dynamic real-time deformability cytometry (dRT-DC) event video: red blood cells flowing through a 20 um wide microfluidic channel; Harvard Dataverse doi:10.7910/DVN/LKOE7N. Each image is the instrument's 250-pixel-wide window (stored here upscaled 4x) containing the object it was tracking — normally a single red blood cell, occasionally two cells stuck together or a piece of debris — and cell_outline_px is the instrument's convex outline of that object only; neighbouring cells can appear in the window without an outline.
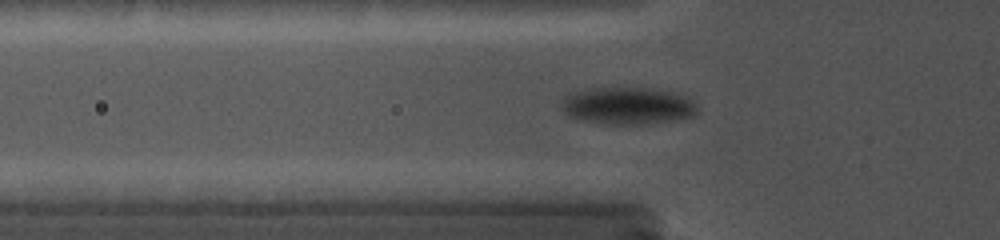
{"species": "common noctule bat (a hibernating species)", "species_latin": "Nyctalus noctula", "temperature_condition": "cold", "stored_images_in_passage": 27, "camera_frame_rate_fps": 5000, "um_per_image_px": 0.085, "animal": {"sex": "female", "body_mass_g": 19.0, "forearm_length_mm": 56.7}, "frame": {"image": 1, "passage_image": 6, "time_ms": 2.0, "image_size_px": [1000, 240], "cell_outline_px": [[700, 112], [696, 116], [672, 120], [640, 124], [604, 124], [584, 120], [568, 116], [564, 112], [564, 96], [588, 88], [648, 88], [676, 92], [688, 96], [696, 104]], "centroid_in_image_um": [53.44, 8.99], "position_along_channel_um": 72.4, "area_um2": 29.42}}
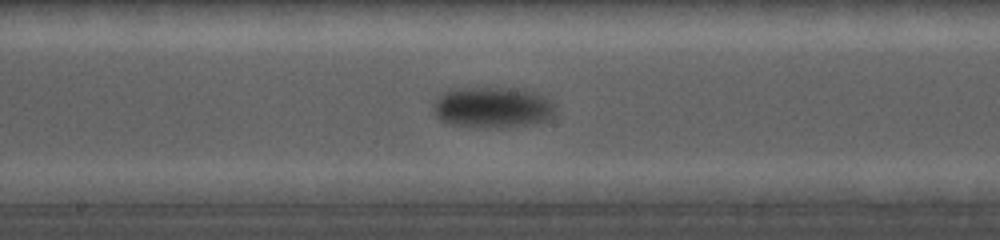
{"frame": {"image": 2, "passage_image": 15, "time_ms": 5.8, "image_size_px": [1000, 240], "cell_outline_px": [[556, 112], [548, 120], [532, 124], [504, 128], [452, 124], [440, 120], [432, 112], [432, 104], [440, 92], [448, 88], [516, 88], [536, 92], [552, 100]], "centroid_in_image_um": [41.85, 9.11], "position_along_channel_um": 206.4, "area_um2": 29.65}}
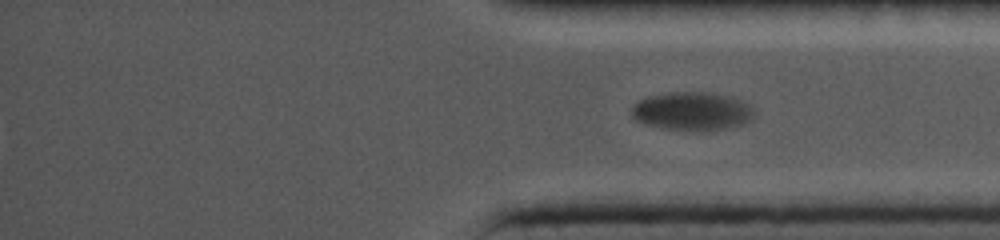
{"frame": {"image": 3, "passage_image": 27, "time_ms": 10.6, "image_size_px": [1000, 240], "cell_outline_px": [[752, 116], [748, 120], [740, 124], [724, 128], [668, 128], [648, 124], [636, 120], [632, 116], [632, 108], [640, 100], [648, 96], [676, 92], [708, 92], [728, 96], [740, 100], [748, 104], [752, 108]], "centroid_in_image_um": [58.8, 9.4], "position_along_channel_um": 376.4, "area_um2": 26.01}}